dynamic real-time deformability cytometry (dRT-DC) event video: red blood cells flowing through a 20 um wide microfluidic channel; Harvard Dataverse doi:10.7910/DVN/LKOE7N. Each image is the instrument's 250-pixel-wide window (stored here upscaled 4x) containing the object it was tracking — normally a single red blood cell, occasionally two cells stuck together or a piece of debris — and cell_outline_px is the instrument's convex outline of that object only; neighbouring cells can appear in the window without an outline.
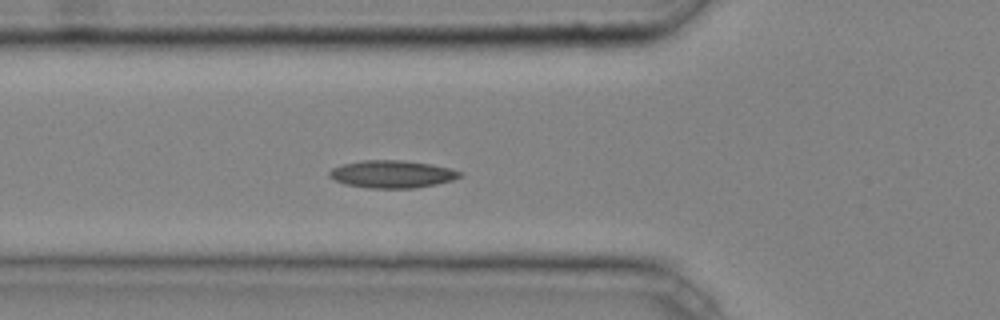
{"species": "common noctule bat (a hibernating species)", "species_latin": "Nyctalus noctula", "temperature_condition": "cold", "stored_images_in_passage": 4, "camera_frame_rate_fps": 3000, "um_per_image_px": 0.085, "animal": {"sex": "male", "body_mass_g": 20.4}, "frame": {"image": 1, "passage_image": 4, "time_ms": 1.0, "image_size_px": [1000, 320], "cell_outline_px": [[464, 176], [452, 180], [436, 184], [416, 188], [368, 188], [344, 184], [328, 176], [328, 172], [332, 168], [344, 164], [364, 160], [404, 160], [432, 164], [452, 168], [464, 172]], "centroid_in_image_um": [33.38, 14.8], "position_along_channel_um": 92.4, "area_um2": 21.15}}